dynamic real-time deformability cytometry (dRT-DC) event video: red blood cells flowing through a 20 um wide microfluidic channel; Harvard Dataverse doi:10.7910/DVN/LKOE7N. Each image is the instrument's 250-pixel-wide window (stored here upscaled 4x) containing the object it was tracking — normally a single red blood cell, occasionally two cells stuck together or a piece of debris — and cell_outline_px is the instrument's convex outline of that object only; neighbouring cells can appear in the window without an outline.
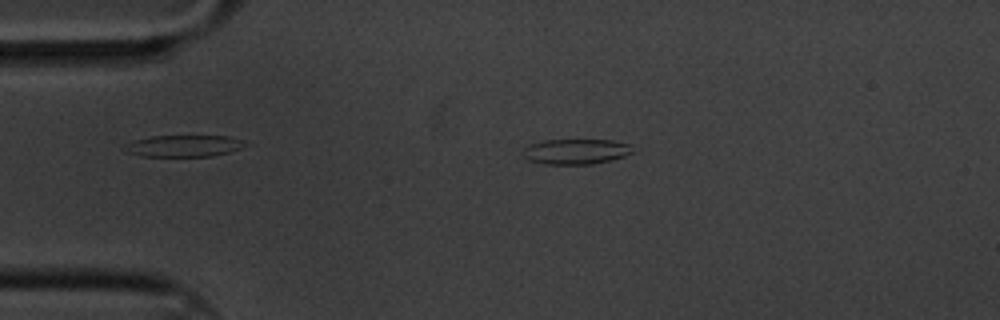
{"species": "common noctule bat (a hibernating species)", "species_latin": "Nyctalus noctula", "temperature_condition": "cold", "stored_images_in_passage": 4, "camera_frame_rate_fps": 3000, "um_per_image_px": 0.085, "animal": {"sex": "male", "body_mass_g": 20.1, "forearm_length_mm": 53.5}, "frame": {"image": 1, "passage_image": 3, "time_ms": 0.667, "image_size_px": [1000, 320], "cell_outline_px": [[636, 152], [624, 156], [592, 164], [544, 164], [528, 160], [520, 152], [528, 144], [544, 140], [612, 140], [628, 144]], "centroid_in_image_um": [48.91, 12.87], "position_along_channel_um": 36.1, "area_um2": 16.24}}